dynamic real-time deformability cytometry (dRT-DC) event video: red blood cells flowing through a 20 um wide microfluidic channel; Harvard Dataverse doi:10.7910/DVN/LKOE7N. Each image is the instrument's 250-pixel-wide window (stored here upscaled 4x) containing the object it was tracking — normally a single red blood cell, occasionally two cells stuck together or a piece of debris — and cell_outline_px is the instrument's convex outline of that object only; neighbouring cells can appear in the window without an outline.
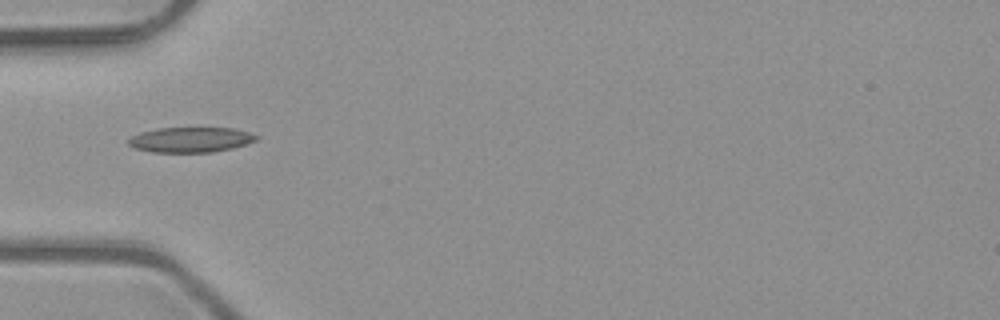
{"species": "common noctule bat (a hibernating species)", "species_latin": "Nyctalus noctula", "temperature_condition": "room temperature", "stored_images_in_passage": 7, "camera_frame_rate_fps": 3000, "um_per_image_px": 0.085, "animal": {"sex": "male", "body_mass_g": 23.1, "forearm_length_mm": 52.7}, "frame": {"image": 1, "passage_image": 6, "time_ms": 1.667, "image_size_px": [1000, 320], "cell_outline_px": [[260, 136], [256, 140], [232, 148], [212, 152], [152, 152], [132, 148], [128, 144], [128, 140], [132, 136], [140, 132], [156, 128], [236, 128]], "centroid_in_image_um": [16.17, 11.87], "position_along_channel_um": 68.8, "area_um2": 18.79}}
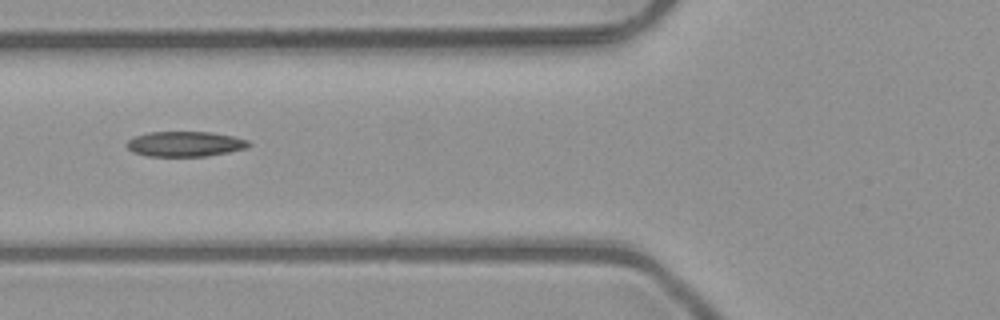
{"frame": {"image": 2, "passage_image": 7, "time_ms": 2.0, "image_size_px": [1000, 320], "cell_outline_px": [[252, 144], [248, 148], [208, 156], [148, 156], [132, 152], [124, 144], [128, 140], [136, 136], [148, 132], [212, 132], [232, 136], [248, 140]], "centroid_in_image_um": [15.74, 12.24], "position_along_channel_um": 110.1, "area_um2": 17.98}}